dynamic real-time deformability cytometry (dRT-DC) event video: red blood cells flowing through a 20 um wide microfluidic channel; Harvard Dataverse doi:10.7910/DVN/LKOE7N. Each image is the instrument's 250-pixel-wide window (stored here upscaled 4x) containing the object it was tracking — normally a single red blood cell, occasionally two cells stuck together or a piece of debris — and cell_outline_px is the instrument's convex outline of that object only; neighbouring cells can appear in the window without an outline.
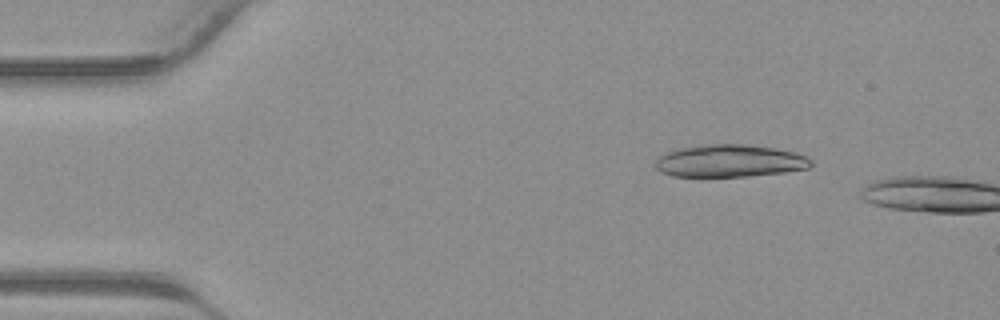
{"species": "common noctule bat (a hibernating species)", "species_latin": "Nyctalus noctula", "temperature_condition": "warm", "stored_images_in_passage": 8, "camera_frame_rate_fps": 3000, "um_per_image_px": 0.085, "animal": {"sex": "male", "body_mass_g": 23.1, "forearm_length_mm": 52.7}, "frame": {"image": 1, "passage_image": 6, "time_ms": 1.667, "image_size_px": [1000, 320], "cell_outline_px": [[812, 164], [808, 168], [784, 172], [748, 176], [672, 176], [660, 172], [656, 168], [656, 160], [660, 156], [668, 152], [680, 148], [708, 144], [748, 144], [796, 152], [812, 160]], "centroid_in_image_um": [62.03, 13.67], "position_along_channel_um": 23.0, "area_um2": 29.19}}